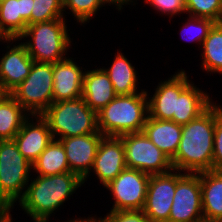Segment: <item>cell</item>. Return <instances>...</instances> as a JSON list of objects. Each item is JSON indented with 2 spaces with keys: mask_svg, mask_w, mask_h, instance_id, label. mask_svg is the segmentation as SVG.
<instances>
[{
  "mask_svg": "<svg viewBox=\"0 0 222 222\" xmlns=\"http://www.w3.org/2000/svg\"><path fill=\"white\" fill-rule=\"evenodd\" d=\"M171 77L161 81L152 98H149L148 116L172 120L183 126L198 118L213 103L207 92L191 84L184 70Z\"/></svg>",
  "mask_w": 222,
  "mask_h": 222,
  "instance_id": "6da1fadb",
  "label": "cell"
},
{
  "mask_svg": "<svg viewBox=\"0 0 222 222\" xmlns=\"http://www.w3.org/2000/svg\"><path fill=\"white\" fill-rule=\"evenodd\" d=\"M222 107L212 104L198 118L182 126L181 140L171 160L175 171L198 174L212 170L216 118Z\"/></svg>",
  "mask_w": 222,
  "mask_h": 222,
  "instance_id": "7a4b0ae2",
  "label": "cell"
},
{
  "mask_svg": "<svg viewBox=\"0 0 222 222\" xmlns=\"http://www.w3.org/2000/svg\"><path fill=\"white\" fill-rule=\"evenodd\" d=\"M36 177L31 180L24 197L19 201L21 208L34 221L48 220L49 216L84 184L83 179L74 172Z\"/></svg>",
  "mask_w": 222,
  "mask_h": 222,
  "instance_id": "3957f363",
  "label": "cell"
},
{
  "mask_svg": "<svg viewBox=\"0 0 222 222\" xmlns=\"http://www.w3.org/2000/svg\"><path fill=\"white\" fill-rule=\"evenodd\" d=\"M147 91L117 95L97 113L98 130L103 136L142 132L148 116Z\"/></svg>",
  "mask_w": 222,
  "mask_h": 222,
  "instance_id": "277c9868",
  "label": "cell"
},
{
  "mask_svg": "<svg viewBox=\"0 0 222 222\" xmlns=\"http://www.w3.org/2000/svg\"><path fill=\"white\" fill-rule=\"evenodd\" d=\"M32 168L14 140H0V215L11 211L24 197Z\"/></svg>",
  "mask_w": 222,
  "mask_h": 222,
  "instance_id": "5b68a950",
  "label": "cell"
},
{
  "mask_svg": "<svg viewBox=\"0 0 222 222\" xmlns=\"http://www.w3.org/2000/svg\"><path fill=\"white\" fill-rule=\"evenodd\" d=\"M42 116L56 140L101 133L97 125V113L88 107L82 97L53 102Z\"/></svg>",
  "mask_w": 222,
  "mask_h": 222,
  "instance_id": "8992f818",
  "label": "cell"
},
{
  "mask_svg": "<svg viewBox=\"0 0 222 222\" xmlns=\"http://www.w3.org/2000/svg\"><path fill=\"white\" fill-rule=\"evenodd\" d=\"M65 18L38 22L26 27V30L18 38H31L23 42L28 54L34 62L56 63L68 57H64L71 44L68 35Z\"/></svg>",
  "mask_w": 222,
  "mask_h": 222,
  "instance_id": "52a82bcc",
  "label": "cell"
},
{
  "mask_svg": "<svg viewBox=\"0 0 222 222\" xmlns=\"http://www.w3.org/2000/svg\"><path fill=\"white\" fill-rule=\"evenodd\" d=\"M10 95L30 112L28 116L42 115L53 103V64L33 62L28 76Z\"/></svg>",
  "mask_w": 222,
  "mask_h": 222,
  "instance_id": "ba28073f",
  "label": "cell"
},
{
  "mask_svg": "<svg viewBox=\"0 0 222 222\" xmlns=\"http://www.w3.org/2000/svg\"><path fill=\"white\" fill-rule=\"evenodd\" d=\"M125 149V162L129 169L148 175L164 174L173 170L171 160L143 133L120 136Z\"/></svg>",
  "mask_w": 222,
  "mask_h": 222,
  "instance_id": "9c48e42d",
  "label": "cell"
},
{
  "mask_svg": "<svg viewBox=\"0 0 222 222\" xmlns=\"http://www.w3.org/2000/svg\"><path fill=\"white\" fill-rule=\"evenodd\" d=\"M200 173L176 172V189L168 222H203Z\"/></svg>",
  "mask_w": 222,
  "mask_h": 222,
  "instance_id": "30bf717a",
  "label": "cell"
},
{
  "mask_svg": "<svg viewBox=\"0 0 222 222\" xmlns=\"http://www.w3.org/2000/svg\"><path fill=\"white\" fill-rule=\"evenodd\" d=\"M150 175L136 169H124L107 188L113 194L111 210H143Z\"/></svg>",
  "mask_w": 222,
  "mask_h": 222,
  "instance_id": "8fae6325",
  "label": "cell"
},
{
  "mask_svg": "<svg viewBox=\"0 0 222 222\" xmlns=\"http://www.w3.org/2000/svg\"><path fill=\"white\" fill-rule=\"evenodd\" d=\"M172 172L150 175L143 211L152 222L169 220L176 189V172Z\"/></svg>",
  "mask_w": 222,
  "mask_h": 222,
  "instance_id": "7c38bea8",
  "label": "cell"
},
{
  "mask_svg": "<svg viewBox=\"0 0 222 222\" xmlns=\"http://www.w3.org/2000/svg\"><path fill=\"white\" fill-rule=\"evenodd\" d=\"M102 137L101 133H92L58 139L65 149L70 171L78 174L83 182L89 177Z\"/></svg>",
  "mask_w": 222,
  "mask_h": 222,
  "instance_id": "4fadbf2b",
  "label": "cell"
},
{
  "mask_svg": "<svg viewBox=\"0 0 222 222\" xmlns=\"http://www.w3.org/2000/svg\"><path fill=\"white\" fill-rule=\"evenodd\" d=\"M126 168L121 137L103 136L92 167L101 184L106 186Z\"/></svg>",
  "mask_w": 222,
  "mask_h": 222,
  "instance_id": "5bb4252c",
  "label": "cell"
},
{
  "mask_svg": "<svg viewBox=\"0 0 222 222\" xmlns=\"http://www.w3.org/2000/svg\"><path fill=\"white\" fill-rule=\"evenodd\" d=\"M33 117L36 118V122L29 121L27 117L13 139L19 152L31 164L38 159L39 155L54 139L47 120L42 115H33Z\"/></svg>",
  "mask_w": 222,
  "mask_h": 222,
  "instance_id": "9a60e30c",
  "label": "cell"
},
{
  "mask_svg": "<svg viewBox=\"0 0 222 222\" xmlns=\"http://www.w3.org/2000/svg\"><path fill=\"white\" fill-rule=\"evenodd\" d=\"M72 59L53 63V102L82 97L85 72Z\"/></svg>",
  "mask_w": 222,
  "mask_h": 222,
  "instance_id": "2e32d148",
  "label": "cell"
},
{
  "mask_svg": "<svg viewBox=\"0 0 222 222\" xmlns=\"http://www.w3.org/2000/svg\"><path fill=\"white\" fill-rule=\"evenodd\" d=\"M7 48L9 51L0 59V81L11 93L28 76L34 61L22 42Z\"/></svg>",
  "mask_w": 222,
  "mask_h": 222,
  "instance_id": "e0dca14e",
  "label": "cell"
},
{
  "mask_svg": "<svg viewBox=\"0 0 222 222\" xmlns=\"http://www.w3.org/2000/svg\"><path fill=\"white\" fill-rule=\"evenodd\" d=\"M116 96L113 84L103 68L85 71L82 98L90 109L98 113Z\"/></svg>",
  "mask_w": 222,
  "mask_h": 222,
  "instance_id": "ac0fdd59",
  "label": "cell"
},
{
  "mask_svg": "<svg viewBox=\"0 0 222 222\" xmlns=\"http://www.w3.org/2000/svg\"><path fill=\"white\" fill-rule=\"evenodd\" d=\"M32 1H0V29L9 39H17L31 25Z\"/></svg>",
  "mask_w": 222,
  "mask_h": 222,
  "instance_id": "d6986e66",
  "label": "cell"
},
{
  "mask_svg": "<svg viewBox=\"0 0 222 222\" xmlns=\"http://www.w3.org/2000/svg\"><path fill=\"white\" fill-rule=\"evenodd\" d=\"M142 132L170 160L175 157L181 140L182 125L172 120H158L147 116Z\"/></svg>",
  "mask_w": 222,
  "mask_h": 222,
  "instance_id": "ffe728a7",
  "label": "cell"
},
{
  "mask_svg": "<svg viewBox=\"0 0 222 222\" xmlns=\"http://www.w3.org/2000/svg\"><path fill=\"white\" fill-rule=\"evenodd\" d=\"M203 219L205 222H219L222 219V172L200 173Z\"/></svg>",
  "mask_w": 222,
  "mask_h": 222,
  "instance_id": "44dd1931",
  "label": "cell"
},
{
  "mask_svg": "<svg viewBox=\"0 0 222 222\" xmlns=\"http://www.w3.org/2000/svg\"><path fill=\"white\" fill-rule=\"evenodd\" d=\"M135 67L119 52L110 68H103L113 84L116 95H131L137 92V73Z\"/></svg>",
  "mask_w": 222,
  "mask_h": 222,
  "instance_id": "7402d4cb",
  "label": "cell"
},
{
  "mask_svg": "<svg viewBox=\"0 0 222 222\" xmlns=\"http://www.w3.org/2000/svg\"><path fill=\"white\" fill-rule=\"evenodd\" d=\"M32 166L33 170L39 173L40 176L71 172L65 149L62 143L56 139L51 141Z\"/></svg>",
  "mask_w": 222,
  "mask_h": 222,
  "instance_id": "603a6c76",
  "label": "cell"
},
{
  "mask_svg": "<svg viewBox=\"0 0 222 222\" xmlns=\"http://www.w3.org/2000/svg\"><path fill=\"white\" fill-rule=\"evenodd\" d=\"M23 107L9 95L0 103V140H13L28 117Z\"/></svg>",
  "mask_w": 222,
  "mask_h": 222,
  "instance_id": "cb8c5ba5",
  "label": "cell"
},
{
  "mask_svg": "<svg viewBox=\"0 0 222 222\" xmlns=\"http://www.w3.org/2000/svg\"><path fill=\"white\" fill-rule=\"evenodd\" d=\"M201 46L203 70L222 74V22L213 25Z\"/></svg>",
  "mask_w": 222,
  "mask_h": 222,
  "instance_id": "d4e9b609",
  "label": "cell"
},
{
  "mask_svg": "<svg viewBox=\"0 0 222 222\" xmlns=\"http://www.w3.org/2000/svg\"><path fill=\"white\" fill-rule=\"evenodd\" d=\"M185 6L190 16L222 22V0H185Z\"/></svg>",
  "mask_w": 222,
  "mask_h": 222,
  "instance_id": "484cf974",
  "label": "cell"
},
{
  "mask_svg": "<svg viewBox=\"0 0 222 222\" xmlns=\"http://www.w3.org/2000/svg\"><path fill=\"white\" fill-rule=\"evenodd\" d=\"M31 24L64 18L63 0L32 1Z\"/></svg>",
  "mask_w": 222,
  "mask_h": 222,
  "instance_id": "4316f807",
  "label": "cell"
},
{
  "mask_svg": "<svg viewBox=\"0 0 222 222\" xmlns=\"http://www.w3.org/2000/svg\"><path fill=\"white\" fill-rule=\"evenodd\" d=\"M105 4V0H63V10L68 8L75 19L84 24Z\"/></svg>",
  "mask_w": 222,
  "mask_h": 222,
  "instance_id": "83f0119b",
  "label": "cell"
},
{
  "mask_svg": "<svg viewBox=\"0 0 222 222\" xmlns=\"http://www.w3.org/2000/svg\"><path fill=\"white\" fill-rule=\"evenodd\" d=\"M187 20H188V22H186L187 24H184L182 27V31L184 33L187 31L192 36L191 37L189 35V38L187 39V41L188 40L197 41L200 45H202L203 41L205 40V38L207 37L209 33V30L213 27V25L216 22H214L212 19H209V18H200V17L190 16V15H189V19Z\"/></svg>",
  "mask_w": 222,
  "mask_h": 222,
  "instance_id": "f1b7e54d",
  "label": "cell"
},
{
  "mask_svg": "<svg viewBox=\"0 0 222 222\" xmlns=\"http://www.w3.org/2000/svg\"><path fill=\"white\" fill-rule=\"evenodd\" d=\"M100 222H152L143 210H111Z\"/></svg>",
  "mask_w": 222,
  "mask_h": 222,
  "instance_id": "f546056e",
  "label": "cell"
},
{
  "mask_svg": "<svg viewBox=\"0 0 222 222\" xmlns=\"http://www.w3.org/2000/svg\"><path fill=\"white\" fill-rule=\"evenodd\" d=\"M145 2L155 10L171 16L186 12L185 0H145Z\"/></svg>",
  "mask_w": 222,
  "mask_h": 222,
  "instance_id": "4dcf8cb0",
  "label": "cell"
},
{
  "mask_svg": "<svg viewBox=\"0 0 222 222\" xmlns=\"http://www.w3.org/2000/svg\"><path fill=\"white\" fill-rule=\"evenodd\" d=\"M212 170L222 172V113L216 118Z\"/></svg>",
  "mask_w": 222,
  "mask_h": 222,
  "instance_id": "1f68e13d",
  "label": "cell"
},
{
  "mask_svg": "<svg viewBox=\"0 0 222 222\" xmlns=\"http://www.w3.org/2000/svg\"><path fill=\"white\" fill-rule=\"evenodd\" d=\"M106 4H115L118 10H121L122 5L129 4V2H133L132 0H105Z\"/></svg>",
  "mask_w": 222,
  "mask_h": 222,
  "instance_id": "d6a6232c",
  "label": "cell"
},
{
  "mask_svg": "<svg viewBox=\"0 0 222 222\" xmlns=\"http://www.w3.org/2000/svg\"><path fill=\"white\" fill-rule=\"evenodd\" d=\"M10 95V93L5 89L4 85L0 81V103Z\"/></svg>",
  "mask_w": 222,
  "mask_h": 222,
  "instance_id": "836d02e7",
  "label": "cell"
},
{
  "mask_svg": "<svg viewBox=\"0 0 222 222\" xmlns=\"http://www.w3.org/2000/svg\"><path fill=\"white\" fill-rule=\"evenodd\" d=\"M69 222H100V219L98 218V220L97 219H95V218H93V217H88V219H76V220H70Z\"/></svg>",
  "mask_w": 222,
  "mask_h": 222,
  "instance_id": "e575fe53",
  "label": "cell"
},
{
  "mask_svg": "<svg viewBox=\"0 0 222 222\" xmlns=\"http://www.w3.org/2000/svg\"><path fill=\"white\" fill-rule=\"evenodd\" d=\"M5 40L6 42L15 41L16 39H9L7 35L0 29V41Z\"/></svg>",
  "mask_w": 222,
  "mask_h": 222,
  "instance_id": "d590c367",
  "label": "cell"
},
{
  "mask_svg": "<svg viewBox=\"0 0 222 222\" xmlns=\"http://www.w3.org/2000/svg\"><path fill=\"white\" fill-rule=\"evenodd\" d=\"M4 216L7 218V222H12L13 218L11 217L10 211L7 212Z\"/></svg>",
  "mask_w": 222,
  "mask_h": 222,
  "instance_id": "8d00e7d4",
  "label": "cell"
},
{
  "mask_svg": "<svg viewBox=\"0 0 222 222\" xmlns=\"http://www.w3.org/2000/svg\"><path fill=\"white\" fill-rule=\"evenodd\" d=\"M48 220H35V222H47Z\"/></svg>",
  "mask_w": 222,
  "mask_h": 222,
  "instance_id": "74e56055",
  "label": "cell"
}]
</instances>
